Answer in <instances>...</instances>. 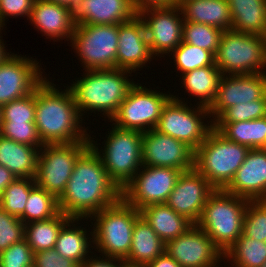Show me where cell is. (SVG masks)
<instances>
[{"label": "cell", "instance_id": "6", "mask_svg": "<svg viewBox=\"0 0 266 267\" xmlns=\"http://www.w3.org/2000/svg\"><path fill=\"white\" fill-rule=\"evenodd\" d=\"M94 216V217H93ZM140 211L127 204L122 198L109 207L93 214L95 218L92 240L95 249L104 256L124 260L129 252L133 236V228Z\"/></svg>", "mask_w": 266, "mask_h": 267}, {"label": "cell", "instance_id": "36", "mask_svg": "<svg viewBox=\"0 0 266 267\" xmlns=\"http://www.w3.org/2000/svg\"><path fill=\"white\" fill-rule=\"evenodd\" d=\"M222 33L214 26L184 21L182 41L210 51L215 56Z\"/></svg>", "mask_w": 266, "mask_h": 267}, {"label": "cell", "instance_id": "21", "mask_svg": "<svg viewBox=\"0 0 266 267\" xmlns=\"http://www.w3.org/2000/svg\"><path fill=\"white\" fill-rule=\"evenodd\" d=\"M71 10L75 25H119L137 15L130 0H77Z\"/></svg>", "mask_w": 266, "mask_h": 267}, {"label": "cell", "instance_id": "14", "mask_svg": "<svg viewBox=\"0 0 266 267\" xmlns=\"http://www.w3.org/2000/svg\"><path fill=\"white\" fill-rule=\"evenodd\" d=\"M180 12L179 6L174 5L148 8L137 13L145 25L152 55L169 54L181 44L184 19L179 17L182 15Z\"/></svg>", "mask_w": 266, "mask_h": 267}, {"label": "cell", "instance_id": "55", "mask_svg": "<svg viewBox=\"0 0 266 267\" xmlns=\"http://www.w3.org/2000/svg\"><path fill=\"white\" fill-rule=\"evenodd\" d=\"M262 150L266 152V142H265L264 146L262 147Z\"/></svg>", "mask_w": 266, "mask_h": 267}, {"label": "cell", "instance_id": "10", "mask_svg": "<svg viewBox=\"0 0 266 267\" xmlns=\"http://www.w3.org/2000/svg\"><path fill=\"white\" fill-rule=\"evenodd\" d=\"M71 42L85 71L116 68L118 25H75Z\"/></svg>", "mask_w": 266, "mask_h": 267}, {"label": "cell", "instance_id": "15", "mask_svg": "<svg viewBox=\"0 0 266 267\" xmlns=\"http://www.w3.org/2000/svg\"><path fill=\"white\" fill-rule=\"evenodd\" d=\"M165 252L181 267H219L223 252L197 224L165 244ZM217 265V266H216Z\"/></svg>", "mask_w": 266, "mask_h": 267}, {"label": "cell", "instance_id": "44", "mask_svg": "<svg viewBox=\"0 0 266 267\" xmlns=\"http://www.w3.org/2000/svg\"><path fill=\"white\" fill-rule=\"evenodd\" d=\"M34 0H0V27L5 25L6 16L30 17Z\"/></svg>", "mask_w": 266, "mask_h": 267}, {"label": "cell", "instance_id": "37", "mask_svg": "<svg viewBox=\"0 0 266 267\" xmlns=\"http://www.w3.org/2000/svg\"><path fill=\"white\" fill-rule=\"evenodd\" d=\"M173 59L176 62V68L185 74L196 68H202L205 66H216L215 56L205 49L198 46L181 42V44L174 49Z\"/></svg>", "mask_w": 266, "mask_h": 267}, {"label": "cell", "instance_id": "20", "mask_svg": "<svg viewBox=\"0 0 266 267\" xmlns=\"http://www.w3.org/2000/svg\"><path fill=\"white\" fill-rule=\"evenodd\" d=\"M152 57L145 25L138 15L129 22L118 25L116 69L135 72L151 61Z\"/></svg>", "mask_w": 266, "mask_h": 267}, {"label": "cell", "instance_id": "43", "mask_svg": "<svg viewBox=\"0 0 266 267\" xmlns=\"http://www.w3.org/2000/svg\"><path fill=\"white\" fill-rule=\"evenodd\" d=\"M33 265L34 251L25 239L0 253V267H32Z\"/></svg>", "mask_w": 266, "mask_h": 267}, {"label": "cell", "instance_id": "51", "mask_svg": "<svg viewBox=\"0 0 266 267\" xmlns=\"http://www.w3.org/2000/svg\"><path fill=\"white\" fill-rule=\"evenodd\" d=\"M46 1L66 5L72 9V7L75 5L77 0H46Z\"/></svg>", "mask_w": 266, "mask_h": 267}, {"label": "cell", "instance_id": "26", "mask_svg": "<svg viewBox=\"0 0 266 267\" xmlns=\"http://www.w3.org/2000/svg\"><path fill=\"white\" fill-rule=\"evenodd\" d=\"M139 211L143 219L165 244L184 234L193 224L186 217L171 209L166 203L151 204Z\"/></svg>", "mask_w": 266, "mask_h": 267}, {"label": "cell", "instance_id": "22", "mask_svg": "<svg viewBox=\"0 0 266 267\" xmlns=\"http://www.w3.org/2000/svg\"><path fill=\"white\" fill-rule=\"evenodd\" d=\"M224 190L247 200H266V152L250 149Z\"/></svg>", "mask_w": 266, "mask_h": 267}, {"label": "cell", "instance_id": "41", "mask_svg": "<svg viewBox=\"0 0 266 267\" xmlns=\"http://www.w3.org/2000/svg\"><path fill=\"white\" fill-rule=\"evenodd\" d=\"M0 135L36 148L43 147L35 123H1Z\"/></svg>", "mask_w": 266, "mask_h": 267}, {"label": "cell", "instance_id": "16", "mask_svg": "<svg viewBox=\"0 0 266 267\" xmlns=\"http://www.w3.org/2000/svg\"><path fill=\"white\" fill-rule=\"evenodd\" d=\"M142 166L186 172L194 168V150L186 143L152 129L143 133Z\"/></svg>", "mask_w": 266, "mask_h": 267}, {"label": "cell", "instance_id": "7", "mask_svg": "<svg viewBox=\"0 0 266 267\" xmlns=\"http://www.w3.org/2000/svg\"><path fill=\"white\" fill-rule=\"evenodd\" d=\"M108 134L103 155L92 139L90 146L98 153L111 181L122 191L142 167L143 133L114 126Z\"/></svg>", "mask_w": 266, "mask_h": 267}, {"label": "cell", "instance_id": "46", "mask_svg": "<svg viewBox=\"0 0 266 267\" xmlns=\"http://www.w3.org/2000/svg\"><path fill=\"white\" fill-rule=\"evenodd\" d=\"M135 11L158 8V7H171L175 5V0H130Z\"/></svg>", "mask_w": 266, "mask_h": 267}, {"label": "cell", "instance_id": "53", "mask_svg": "<svg viewBox=\"0 0 266 267\" xmlns=\"http://www.w3.org/2000/svg\"><path fill=\"white\" fill-rule=\"evenodd\" d=\"M122 267H140V266H131V265L124 264Z\"/></svg>", "mask_w": 266, "mask_h": 267}, {"label": "cell", "instance_id": "35", "mask_svg": "<svg viewBox=\"0 0 266 267\" xmlns=\"http://www.w3.org/2000/svg\"><path fill=\"white\" fill-rule=\"evenodd\" d=\"M35 186L34 178L17 177L1 194L0 207L9 214L20 217L25 211L29 193Z\"/></svg>", "mask_w": 266, "mask_h": 267}, {"label": "cell", "instance_id": "13", "mask_svg": "<svg viewBox=\"0 0 266 267\" xmlns=\"http://www.w3.org/2000/svg\"><path fill=\"white\" fill-rule=\"evenodd\" d=\"M121 191V198L137 210L166 203L183 171L176 168L142 166ZM139 173V174H138Z\"/></svg>", "mask_w": 266, "mask_h": 267}, {"label": "cell", "instance_id": "42", "mask_svg": "<svg viewBox=\"0 0 266 267\" xmlns=\"http://www.w3.org/2000/svg\"><path fill=\"white\" fill-rule=\"evenodd\" d=\"M25 224L0 207V253L24 239Z\"/></svg>", "mask_w": 266, "mask_h": 267}, {"label": "cell", "instance_id": "19", "mask_svg": "<svg viewBox=\"0 0 266 267\" xmlns=\"http://www.w3.org/2000/svg\"><path fill=\"white\" fill-rule=\"evenodd\" d=\"M228 76L222 75L215 100L208 108L209 114L215 116L213 120L235 104L262 99L266 95V73Z\"/></svg>", "mask_w": 266, "mask_h": 267}, {"label": "cell", "instance_id": "48", "mask_svg": "<svg viewBox=\"0 0 266 267\" xmlns=\"http://www.w3.org/2000/svg\"><path fill=\"white\" fill-rule=\"evenodd\" d=\"M145 267H181V265L164 252L161 256L149 262Z\"/></svg>", "mask_w": 266, "mask_h": 267}, {"label": "cell", "instance_id": "5", "mask_svg": "<svg viewBox=\"0 0 266 267\" xmlns=\"http://www.w3.org/2000/svg\"><path fill=\"white\" fill-rule=\"evenodd\" d=\"M250 149L227 140L214 127L194 151V169L215 189H225L244 162Z\"/></svg>", "mask_w": 266, "mask_h": 267}, {"label": "cell", "instance_id": "1", "mask_svg": "<svg viewBox=\"0 0 266 267\" xmlns=\"http://www.w3.org/2000/svg\"><path fill=\"white\" fill-rule=\"evenodd\" d=\"M121 198L98 153L89 146L76 160L64 192L58 198L61 212L71 218H88Z\"/></svg>", "mask_w": 266, "mask_h": 267}, {"label": "cell", "instance_id": "11", "mask_svg": "<svg viewBox=\"0 0 266 267\" xmlns=\"http://www.w3.org/2000/svg\"><path fill=\"white\" fill-rule=\"evenodd\" d=\"M186 105L181 98L172 96L164 105L155 130L186 143L195 151L213 128V122L207 125L202 121L209 116L208 108L199 105L197 110H192Z\"/></svg>", "mask_w": 266, "mask_h": 267}, {"label": "cell", "instance_id": "45", "mask_svg": "<svg viewBox=\"0 0 266 267\" xmlns=\"http://www.w3.org/2000/svg\"><path fill=\"white\" fill-rule=\"evenodd\" d=\"M34 267H80L73 260L61 256L55 248L34 253Z\"/></svg>", "mask_w": 266, "mask_h": 267}, {"label": "cell", "instance_id": "47", "mask_svg": "<svg viewBox=\"0 0 266 267\" xmlns=\"http://www.w3.org/2000/svg\"><path fill=\"white\" fill-rule=\"evenodd\" d=\"M98 257L95 258H87L81 265L80 267H122L125 262L120 259V258H114V257H109L105 256L106 259H97ZM118 261V265L115 264ZM114 262V263H113Z\"/></svg>", "mask_w": 266, "mask_h": 267}, {"label": "cell", "instance_id": "12", "mask_svg": "<svg viewBox=\"0 0 266 267\" xmlns=\"http://www.w3.org/2000/svg\"><path fill=\"white\" fill-rule=\"evenodd\" d=\"M172 96L151 91L137 83L129 90L110 122H116L113 124L118 128L142 133L155 129L164 105Z\"/></svg>", "mask_w": 266, "mask_h": 267}, {"label": "cell", "instance_id": "27", "mask_svg": "<svg viewBox=\"0 0 266 267\" xmlns=\"http://www.w3.org/2000/svg\"><path fill=\"white\" fill-rule=\"evenodd\" d=\"M231 30L266 37V0H227Z\"/></svg>", "mask_w": 266, "mask_h": 267}, {"label": "cell", "instance_id": "3", "mask_svg": "<svg viewBox=\"0 0 266 267\" xmlns=\"http://www.w3.org/2000/svg\"><path fill=\"white\" fill-rule=\"evenodd\" d=\"M127 73L132 72L116 68L87 70L82 79L71 84L69 89L81 117L84 110L94 112L97 110L111 119L129 90L135 85L127 79L125 76Z\"/></svg>", "mask_w": 266, "mask_h": 267}, {"label": "cell", "instance_id": "56", "mask_svg": "<svg viewBox=\"0 0 266 267\" xmlns=\"http://www.w3.org/2000/svg\"><path fill=\"white\" fill-rule=\"evenodd\" d=\"M261 267H266V261H265V263Z\"/></svg>", "mask_w": 266, "mask_h": 267}, {"label": "cell", "instance_id": "31", "mask_svg": "<svg viewBox=\"0 0 266 267\" xmlns=\"http://www.w3.org/2000/svg\"><path fill=\"white\" fill-rule=\"evenodd\" d=\"M70 219L71 217L60 211L50 219L29 222L25 224L24 239L34 253L53 249L61 228Z\"/></svg>", "mask_w": 266, "mask_h": 267}, {"label": "cell", "instance_id": "9", "mask_svg": "<svg viewBox=\"0 0 266 267\" xmlns=\"http://www.w3.org/2000/svg\"><path fill=\"white\" fill-rule=\"evenodd\" d=\"M89 146L90 142L44 144L39 149L35 185L58 199L65 190L76 160Z\"/></svg>", "mask_w": 266, "mask_h": 267}, {"label": "cell", "instance_id": "29", "mask_svg": "<svg viewBox=\"0 0 266 267\" xmlns=\"http://www.w3.org/2000/svg\"><path fill=\"white\" fill-rule=\"evenodd\" d=\"M213 127L227 140L262 149L266 142V117L233 123H213Z\"/></svg>", "mask_w": 266, "mask_h": 267}, {"label": "cell", "instance_id": "52", "mask_svg": "<svg viewBox=\"0 0 266 267\" xmlns=\"http://www.w3.org/2000/svg\"><path fill=\"white\" fill-rule=\"evenodd\" d=\"M186 1H189V0H175V5L179 6L181 3L186 2Z\"/></svg>", "mask_w": 266, "mask_h": 267}, {"label": "cell", "instance_id": "54", "mask_svg": "<svg viewBox=\"0 0 266 267\" xmlns=\"http://www.w3.org/2000/svg\"><path fill=\"white\" fill-rule=\"evenodd\" d=\"M1 116H2V111H1V106H0V127H1Z\"/></svg>", "mask_w": 266, "mask_h": 267}, {"label": "cell", "instance_id": "30", "mask_svg": "<svg viewBox=\"0 0 266 267\" xmlns=\"http://www.w3.org/2000/svg\"><path fill=\"white\" fill-rule=\"evenodd\" d=\"M221 77L217 66H205L182 74V82L188 93L198 97V105L209 108L215 100Z\"/></svg>", "mask_w": 266, "mask_h": 267}, {"label": "cell", "instance_id": "32", "mask_svg": "<svg viewBox=\"0 0 266 267\" xmlns=\"http://www.w3.org/2000/svg\"><path fill=\"white\" fill-rule=\"evenodd\" d=\"M81 220L80 218H71L60 230L55 249L63 257L73 260L79 266L88 258L86 257L89 252V246L93 241L88 242L87 231L83 228L75 227V221ZM73 225L74 228H71ZM71 228V229H70ZM86 257V258H85Z\"/></svg>", "mask_w": 266, "mask_h": 267}, {"label": "cell", "instance_id": "2", "mask_svg": "<svg viewBox=\"0 0 266 267\" xmlns=\"http://www.w3.org/2000/svg\"><path fill=\"white\" fill-rule=\"evenodd\" d=\"M35 125L43 144L90 142L71 90L59 91L49 80L35 89ZM81 119V120H80Z\"/></svg>", "mask_w": 266, "mask_h": 267}, {"label": "cell", "instance_id": "18", "mask_svg": "<svg viewBox=\"0 0 266 267\" xmlns=\"http://www.w3.org/2000/svg\"><path fill=\"white\" fill-rule=\"evenodd\" d=\"M215 190L210 182L193 168L181 173L166 204L196 224L207 199Z\"/></svg>", "mask_w": 266, "mask_h": 267}, {"label": "cell", "instance_id": "24", "mask_svg": "<svg viewBox=\"0 0 266 267\" xmlns=\"http://www.w3.org/2000/svg\"><path fill=\"white\" fill-rule=\"evenodd\" d=\"M165 252V243L140 215L134 224L128 256L123 260L131 266L145 267Z\"/></svg>", "mask_w": 266, "mask_h": 267}, {"label": "cell", "instance_id": "34", "mask_svg": "<svg viewBox=\"0 0 266 267\" xmlns=\"http://www.w3.org/2000/svg\"><path fill=\"white\" fill-rule=\"evenodd\" d=\"M60 212L58 199L37 185L30 191L25 211L19 217L24 224L47 220Z\"/></svg>", "mask_w": 266, "mask_h": 267}, {"label": "cell", "instance_id": "39", "mask_svg": "<svg viewBox=\"0 0 266 267\" xmlns=\"http://www.w3.org/2000/svg\"><path fill=\"white\" fill-rule=\"evenodd\" d=\"M262 117H266V95L262 99L229 107L213 123L242 122Z\"/></svg>", "mask_w": 266, "mask_h": 267}, {"label": "cell", "instance_id": "25", "mask_svg": "<svg viewBox=\"0 0 266 267\" xmlns=\"http://www.w3.org/2000/svg\"><path fill=\"white\" fill-rule=\"evenodd\" d=\"M184 21L202 23L222 31L231 30V13L227 0H189L179 5Z\"/></svg>", "mask_w": 266, "mask_h": 267}, {"label": "cell", "instance_id": "8", "mask_svg": "<svg viewBox=\"0 0 266 267\" xmlns=\"http://www.w3.org/2000/svg\"><path fill=\"white\" fill-rule=\"evenodd\" d=\"M215 65L222 75L266 73V37L223 31L215 54Z\"/></svg>", "mask_w": 266, "mask_h": 267}, {"label": "cell", "instance_id": "38", "mask_svg": "<svg viewBox=\"0 0 266 267\" xmlns=\"http://www.w3.org/2000/svg\"><path fill=\"white\" fill-rule=\"evenodd\" d=\"M242 234L255 240L266 241V200H249Z\"/></svg>", "mask_w": 266, "mask_h": 267}, {"label": "cell", "instance_id": "49", "mask_svg": "<svg viewBox=\"0 0 266 267\" xmlns=\"http://www.w3.org/2000/svg\"><path fill=\"white\" fill-rule=\"evenodd\" d=\"M17 178L12 172L5 166L0 165V196L4 189Z\"/></svg>", "mask_w": 266, "mask_h": 267}, {"label": "cell", "instance_id": "40", "mask_svg": "<svg viewBox=\"0 0 266 267\" xmlns=\"http://www.w3.org/2000/svg\"><path fill=\"white\" fill-rule=\"evenodd\" d=\"M35 90L29 95L13 100L1 107V123H35Z\"/></svg>", "mask_w": 266, "mask_h": 267}, {"label": "cell", "instance_id": "17", "mask_svg": "<svg viewBox=\"0 0 266 267\" xmlns=\"http://www.w3.org/2000/svg\"><path fill=\"white\" fill-rule=\"evenodd\" d=\"M38 63L17 54L0 64V106L32 93L46 78Z\"/></svg>", "mask_w": 266, "mask_h": 267}, {"label": "cell", "instance_id": "33", "mask_svg": "<svg viewBox=\"0 0 266 267\" xmlns=\"http://www.w3.org/2000/svg\"><path fill=\"white\" fill-rule=\"evenodd\" d=\"M233 267H261L266 261V241L255 240L243 234L225 252L224 257Z\"/></svg>", "mask_w": 266, "mask_h": 267}, {"label": "cell", "instance_id": "4", "mask_svg": "<svg viewBox=\"0 0 266 267\" xmlns=\"http://www.w3.org/2000/svg\"><path fill=\"white\" fill-rule=\"evenodd\" d=\"M249 200L216 189L207 199L196 223L215 245L225 252L242 235L245 211Z\"/></svg>", "mask_w": 266, "mask_h": 267}, {"label": "cell", "instance_id": "50", "mask_svg": "<svg viewBox=\"0 0 266 267\" xmlns=\"http://www.w3.org/2000/svg\"><path fill=\"white\" fill-rule=\"evenodd\" d=\"M0 31H1V27H0ZM4 48H5V46H4L3 42H2V40L0 39V64L2 62H4L10 55H12L9 52L7 53Z\"/></svg>", "mask_w": 266, "mask_h": 267}, {"label": "cell", "instance_id": "23", "mask_svg": "<svg viewBox=\"0 0 266 267\" xmlns=\"http://www.w3.org/2000/svg\"><path fill=\"white\" fill-rule=\"evenodd\" d=\"M29 21L48 38L57 40H70L75 28L69 6L46 0H34Z\"/></svg>", "mask_w": 266, "mask_h": 267}, {"label": "cell", "instance_id": "28", "mask_svg": "<svg viewBox=\"0 0 266 267\" xmlns=\"http://www.w3.org/2000/svg\"><path fill=\"white\" fill-rule=\"evenodd\" d=\"M39 150L0 135V165L19 178H34Z\"/></svg>", "mask_w": 266, "mask_h": 267}]
</instances>
